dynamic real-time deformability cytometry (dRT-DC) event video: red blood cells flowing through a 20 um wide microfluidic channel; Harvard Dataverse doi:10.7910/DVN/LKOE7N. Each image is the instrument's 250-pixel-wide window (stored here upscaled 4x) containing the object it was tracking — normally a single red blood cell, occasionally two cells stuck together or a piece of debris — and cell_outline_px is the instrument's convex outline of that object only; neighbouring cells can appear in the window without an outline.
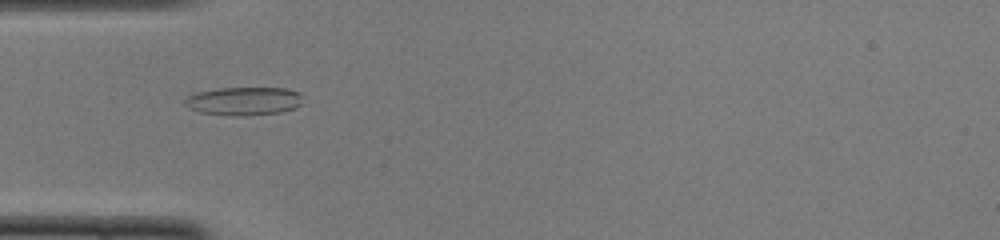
{"species": "common noctule bat (a hibernating species)", "species_latin": "Nyctalus noctula", "temperature_condition": "cold", "stored_images_in_passage": 46, "camera_frame_rate_fps": 3000, "um_per_image_px": 0.085, "animal": {"sex": "female", "body_mass_g": 22.0, "forearm_length_mm": 56.7}, "frame": {"image": 1, "passage_image": 11, "time_ms": 3.333, "image_size_px": [1000, 240], "cell_outline_px": [[300, 104], [296, 108], [280, 112], [248, 116], [232, 116], [200, 112], [188, 108], [184, 104], [184, 100], [188, 96], [196, 92], [220, 88], [288, 88], [300, 92]], "centroid_in_image_um": [20.71, 8.6], "position_along_channel_um": 64.3, "area_um2": 19.59}}
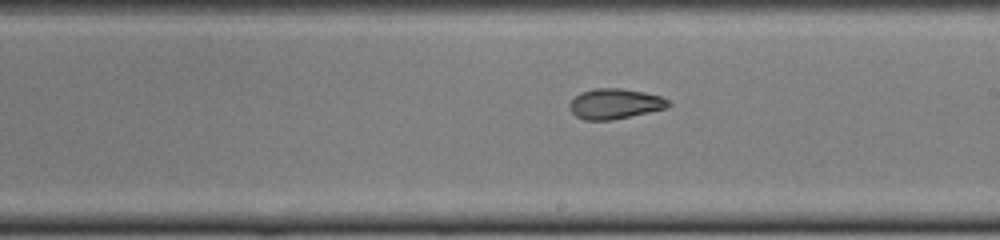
{"frame": {"image": 2, "passage_image": 24, "time_ms": 7.667, "image_size_px": [1000, 240], "cell_outline_px": [[672, 104], [668, 108], [612, 120], [584, 120], [576, 116], [568, 108], [568, 104], [580, 92], [596, 88], [620, 88], [644, 92], [660, 96], [668, 100]], "centroid_in_image_um": [52.27, 8.82], "position_along_channel_um": 236.7, "area_um2": 17.51}}
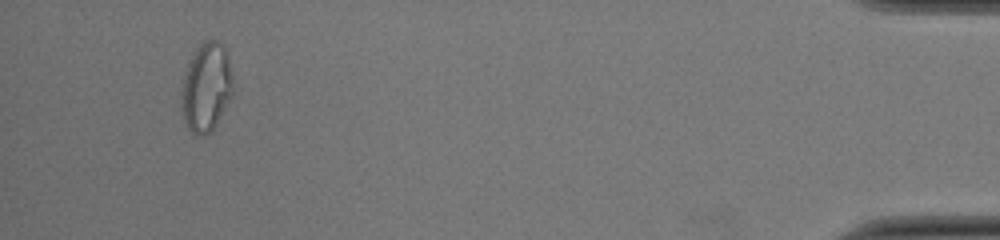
{"frame": {"image": 3, "passage_image": 43, "time_ms": 14.0, "image_size_px": [1000, 240], "cell_outline_px": [[236, 92], [216, 124], [204, 136], [196, 136], [188, 128], [184, 120], [180, 108], [180, 88], [184, 72], [188, 60], [196, 48], [204, 40], [216, 40], [224, 44], [232, 72]], "centroid_in_image_um": [17.54, 7.4], "position_along_channel_um": 417.7, "area_um2": 27.74}, "authors_computed_cell_mechanics": {"area_um2": 18.4382, "velocity_mm_per_s": 3.9889, "shape_relaxation_time_tau1_ms": 7.5184, "shape_relaxation_time_tau2_ms": 2.7184, "deformation_change_tau1": 0.2258, "deformation_change_tau2": 0.0945}}